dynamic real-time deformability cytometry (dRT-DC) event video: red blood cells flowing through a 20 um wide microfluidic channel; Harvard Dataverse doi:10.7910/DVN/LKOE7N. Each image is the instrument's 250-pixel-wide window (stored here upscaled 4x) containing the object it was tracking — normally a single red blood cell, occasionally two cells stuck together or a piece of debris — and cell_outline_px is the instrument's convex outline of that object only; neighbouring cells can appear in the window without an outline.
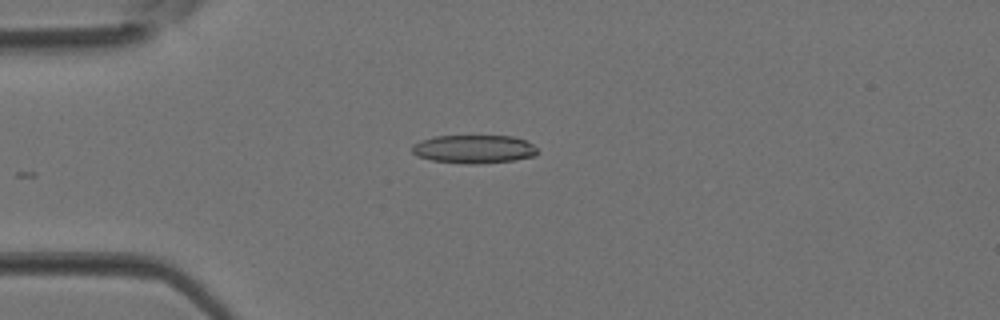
{"species": "Egyptian fruit bat (a non-hibernating species)", "species_latin": "Rousettus aegyptiacus", "temperature_condition": "room temperature", "stored_images_in_passage": 2, "camera_frame_rate_fps": 3000, "um_per_image_px": 0.085, "animal": {"sex": "female"}, "frame": {"image": 1, "passage_image": 2, "time_ms": 0.333, "image_size_px": [1000, 320], "cell_outline_px": [[540, 152], [536, 156], [512, 160], [432, 160], [416, 156], [412, 152], [412, 144], [420, 140], [432, 136], [512, 136], [524, 140], [532, 144]], "centroid_in_image_um": [40.27, 12.6], "position_along_channel_um": 44.7, "area_um2": 19.54}}